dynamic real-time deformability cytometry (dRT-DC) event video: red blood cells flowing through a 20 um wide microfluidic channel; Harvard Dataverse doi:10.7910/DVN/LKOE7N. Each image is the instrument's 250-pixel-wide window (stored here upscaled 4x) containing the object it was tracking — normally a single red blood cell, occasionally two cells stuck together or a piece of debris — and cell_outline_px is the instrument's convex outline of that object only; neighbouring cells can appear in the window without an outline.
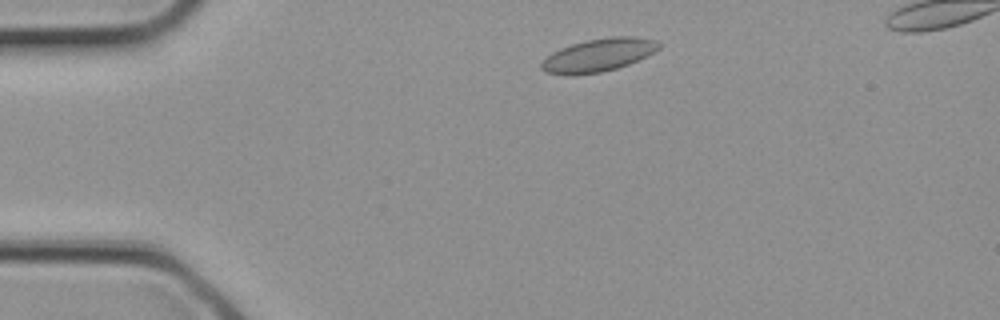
{"species": "common noctule bat (a hibernating species)", "species_latin": "Nyctalus noctula", "temperature_condition": "cold", "stored_images_in_passage": 2, "camera_frame_rate_fps": 3000, "um_per_image_px": 0.085, "animal": {"sex": "female", "body_mass_g": 21.9}, "frame": {"image": 1, "passage_image": 1, "time_ms": 0.0, "image_size_px": [1000, 320], "cell_outline_px": [[660, 48], [628, 64], [616, 68], [600, 72], [544, 72], [540, 68], [540, 64], [552, 52], [560, 48], [572, 44], [588, 40], [612, 36], [636, 36], [656, 40], [660, 44]], "centroid_in_image_um": [50.91, 4.63], "position_along_channel_um": 34.1, "area_um2": 21.62}}